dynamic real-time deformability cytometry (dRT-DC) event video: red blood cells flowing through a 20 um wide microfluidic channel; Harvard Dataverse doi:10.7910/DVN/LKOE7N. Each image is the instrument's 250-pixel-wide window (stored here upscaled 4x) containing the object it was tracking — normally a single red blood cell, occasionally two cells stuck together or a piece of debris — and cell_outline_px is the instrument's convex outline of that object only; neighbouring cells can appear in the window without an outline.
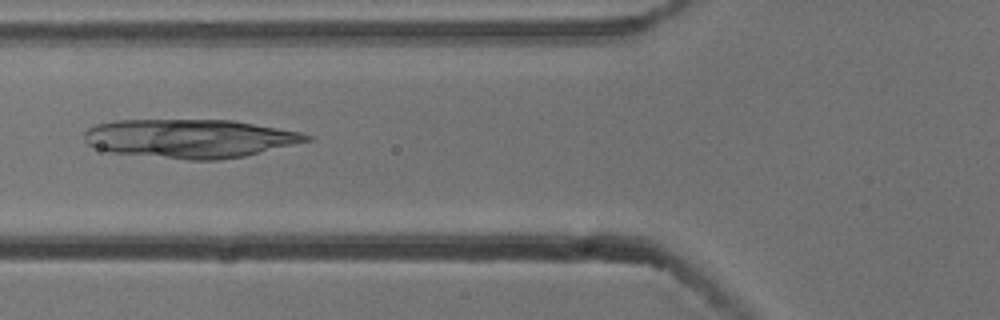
{"species": "common noctule bat (a hibernating species)", "species_latin": "Nyctalus noctula", "temperature_condition": "cold", "stored_images_in_passage": 22, "camera_frame_rate_fps": 3000, "um_per_image_px": 0.085, "animal": {"sex": "male", "body_mass_g": 13.3}, "frame": {"image": 1, "passage_image": 10, "time_ms": 3.0, "image_size_px": [1000, 320], "cell_outline_px": [[312, 140], [244, 156], [220, 160], [188, 160], [112, 152], [88, 144], [84, 140], [84, 132], [88, 128], [96, 124], [116, 120], [232, 120], [300, 132], [312, 136]], "centroid_in_image_um": [16.15, 11.77], "position_along_channel_um": 109.7, "area_um2": 49.77}}